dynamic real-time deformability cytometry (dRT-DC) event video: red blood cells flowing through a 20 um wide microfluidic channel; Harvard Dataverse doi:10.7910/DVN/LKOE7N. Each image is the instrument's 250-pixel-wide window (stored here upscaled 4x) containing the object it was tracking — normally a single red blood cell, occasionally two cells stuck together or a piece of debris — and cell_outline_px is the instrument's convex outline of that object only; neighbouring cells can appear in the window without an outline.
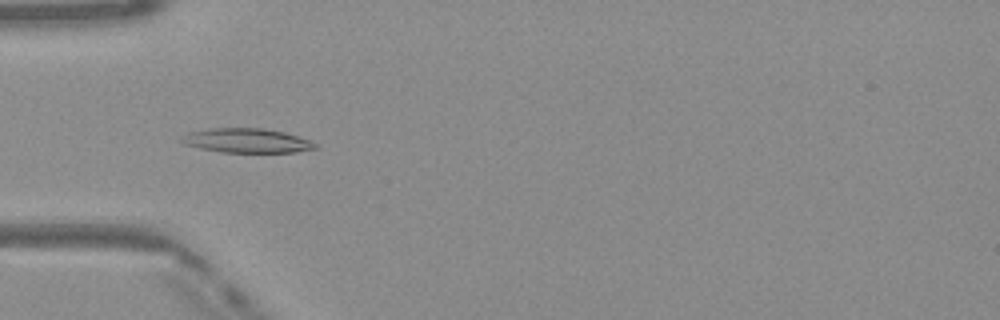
{"species": "Egyptian fruit bat (a non-hibernating species)", "species_latin": "Rousettus aegyptiacus", "temperature_condition": "warm", "stored_images_in_passage": 38, "camera_frame_rate_fps": 3000, "um_per_image_px": 0.085, "frame": {"image": 1, "passage_image": 4, "time_ms": 1.0, "image_size_px": [1000, 320], "cell_outline_px": [[316, 148], [296, 152], [220, 152], [200, 148], [184, 144], [180, 140], [188, 132], [208, 128], [264, 128], [284, 132], [308, 140], [316, 144]], "centroid_in_image_um": [20.94, 11.95], "position_along_channel_um": 64.1, "area_um2": 18.79}}
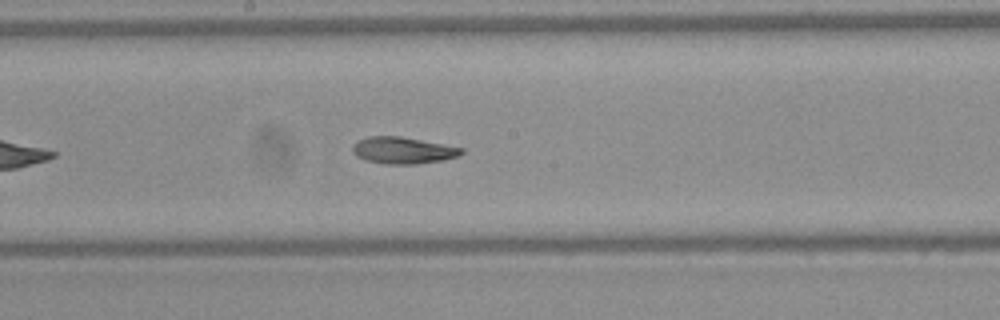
{"frame": {"image": 2, "passage_image": 15, "time_ms": 4.667, "image_size_px": [1000, 320], "cell_outline_px": [[464, 152], [460, 156], [444, 160], [416, 164], [388, 164], [364, 160], [356, 156], [352, 152], [352, 144], [356, 140], [368, 136], [400, 136], [464, 148]], "centroid_in_image_um": [34.23, 12.78], "position_along_channel_um": 214.0, "area_um2": 17.17}}
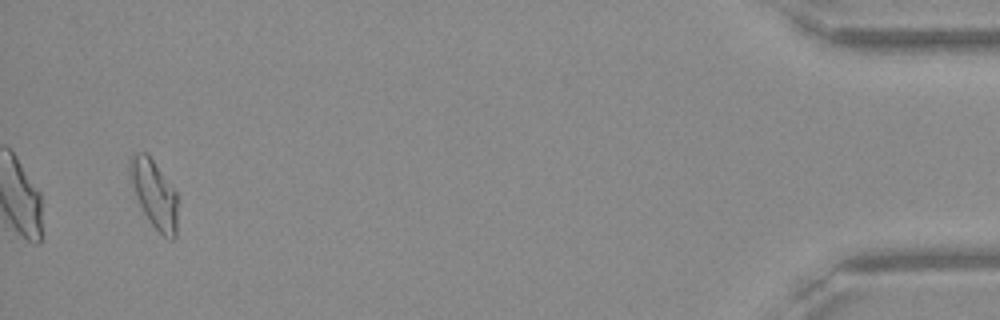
{"frame": {"image": 3, "passage_image": 36, "time_ms": 11.667, "image_size_px": [1000, 320], "cell_outline_px": [[176, 236], [172, 240], [168, 240], [152, 224], [144, 212], [136, 196], [128, 168], [128, 164], [132, 156], [136, 152], [144, 152], [152, 160], [176, 192]], "centroid_in_image_um": [13.1, 16.5], "position_along_channel_um": 422.1, "area_um2": 18.15}, "authors_computed_cell_mechanics": {"area_um2": 17.2822, "velocity_mm_per_s": 4.1074, "shape_relaxation_time_tau1_ms": 11.2578, "shape_relaxation_time_tau2_ms": 2.4215, "deformation_change_tau1": 0.2958, "deformation_change_tau2": 0.0814}}